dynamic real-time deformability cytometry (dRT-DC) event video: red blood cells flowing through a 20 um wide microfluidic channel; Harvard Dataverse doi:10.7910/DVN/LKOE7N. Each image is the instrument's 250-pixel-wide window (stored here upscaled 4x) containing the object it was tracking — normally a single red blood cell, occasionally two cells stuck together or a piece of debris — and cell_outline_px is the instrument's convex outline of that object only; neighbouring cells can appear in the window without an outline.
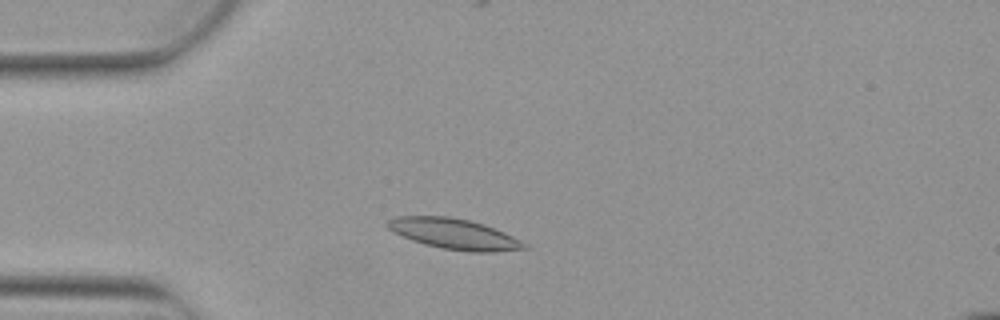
{"species": "Egyptian fruit bat (a non-hibernating species)", "species_latin": "Rousettus aegyptiacus", "temperature_condition": "warm", "stored_images_in_passage": 2, "camera_frame_rate_fps": 3000, "um_per_image_px": 0.085, "animal": {"sex": "female"}, "frame": {"image": 1, "passage_image": 2, "time_ms": 0.333, "image_size_px": [1000, 320], "cell_outline_px": [[528, 248], [496, 252], [472, 252], [440, 248], [424, 244], [412, 240], [392, 232], [384, 224], [388, 220], [396, 216], [452, 216], [472, 220], [484, 224], [504, 232], [528, 244]], "centroid_in_image_um": [38.59, 19.87], "position_along_channel_um": 46.4, "area_um2": 24.62}}